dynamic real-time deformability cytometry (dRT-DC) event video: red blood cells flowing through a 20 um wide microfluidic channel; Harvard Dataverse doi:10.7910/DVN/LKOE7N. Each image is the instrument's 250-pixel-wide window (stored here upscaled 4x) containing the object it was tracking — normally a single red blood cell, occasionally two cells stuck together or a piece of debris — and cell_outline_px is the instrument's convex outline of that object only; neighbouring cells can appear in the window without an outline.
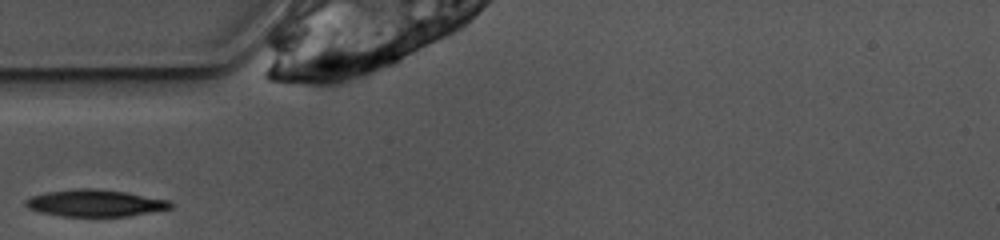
{"species": "common noctule bat (a hibernating species)", "species_latin": "Nyctalus noctula", "temperature_condition": "warm", "stored_images_in_passage": 13, "camera_frame_rate_fps": 3000, "um_per_image_px": 0.085, "animal": {"sex": "female", "body_mass_g": 10.0, "forearm_length_mm": 53.1}, "frame": {"image": 1, "passage_image": 1, "time_ms": 0.0, "image_size_px": [1000, 240], "cell_outline_px": [[172, 208], [128, 216], [60, 216], [40, 212], [28, 208], [24, 204], [24, 200], [32, 196], [48, 192], [76, 188], [92, 188], [124, 192], [172, 200]], "centroid_in_image_um": [8.09, 17.26], "position_along_channel_um": 76.9, "area_um2": 22.66}}
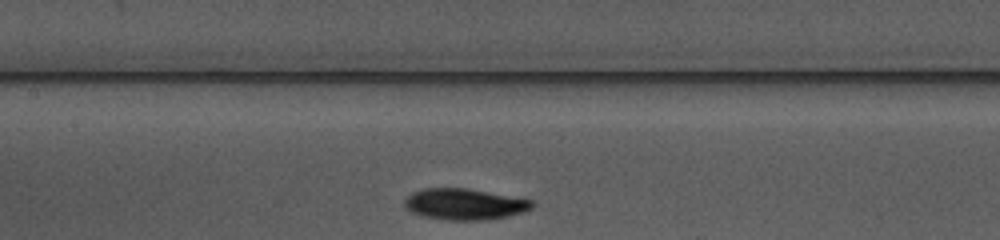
{"frame": {"image": 2, "passage_image": 8, "time_ms": 2.333, "image_size_px": [1000, 240], "cell_outline_px": [[536, 204], [532, 208], [508, 216], [484, 220], [448, 220], [420, 216], [404, 208], [404, 200], [412, 192], [424, 188], [468, 188], [532, 200]], "centroid_in_image_um": [39.45, 17.35], "position_along_channel_um": 168.0, "area_um2": 23.24}}
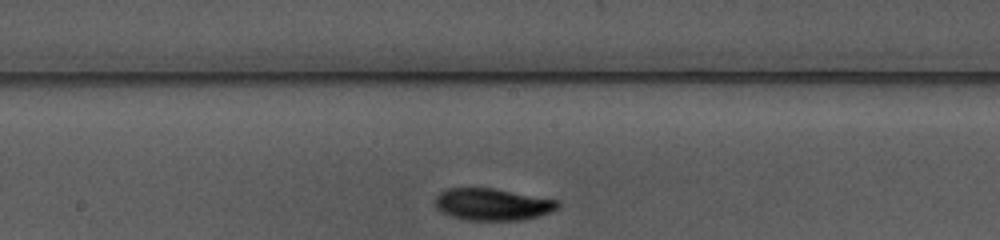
{"frame": {"image": 3, "passage_image": 11, "time_ms": 3.333, "image_size_px": [1000, 240], "cell_outline_px": [[560, 204], [556, 208], [540, 216], [520, 220], [464, 220], [440, 212], [436, 208], [436, 196], [440, 192], [448, 188], [492, 188], [560, 200]], "centroid_in_image_um": [41.85, 17.37], "position_along_channel_um": 206.4, "area_um2": 22.83}}